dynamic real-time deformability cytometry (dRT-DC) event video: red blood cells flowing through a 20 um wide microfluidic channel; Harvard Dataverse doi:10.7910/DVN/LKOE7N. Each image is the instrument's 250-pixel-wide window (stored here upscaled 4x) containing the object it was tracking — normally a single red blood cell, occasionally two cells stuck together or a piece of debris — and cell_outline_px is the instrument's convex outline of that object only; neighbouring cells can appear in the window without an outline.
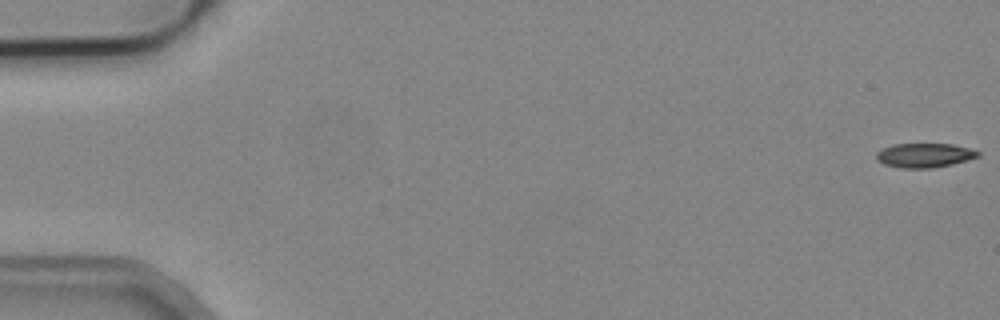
{"species": "common noctule bat (a hibernating species)", "species_latin": "Nyctalus noctula", "temperature_condition": "cold", "stored_images_in_passage": 6, "camera_frame_rate_fps": 3000, "um_per_image_px": 0.085, "animal": {"sex": "male", "body_mass_g": 19.2, "forearm_length_mm": 51.8}, "frame": {"image": 1, "passage_image": 1, "time_ms": 0.0, "image_size_px": [1000, 320], "cell_outline_px": [[980, 156], [968, 160], [952, 164], [932, 168], [900, 168], [884, 164], [876, 160], [876, 152], [892, 144], [952, 144], [968, 148], [980, 152]], "centroid_in_image_um": [78.57, 13.2], "position_along_channel_um": 6.4, "area_um2": 14.39}}
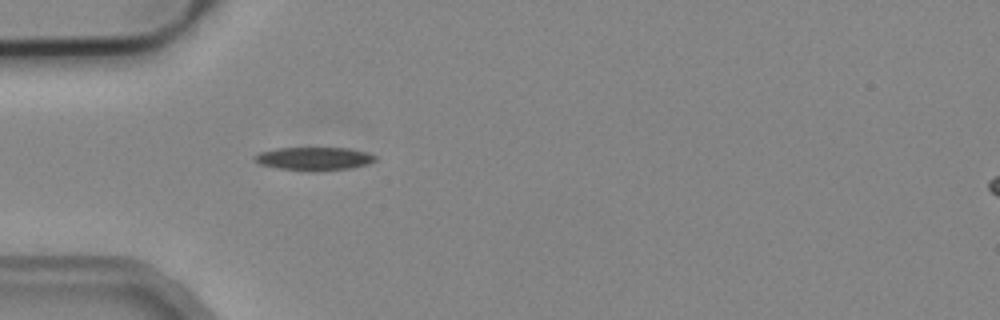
{"frame": {"image": 2, "passage_image": 5, "time_ms": 5.333, "image_size_px": [1000, 320], "cell_outline_px": [[376, 160], [364, 164], [348, 168], [276, 168], [260, 164], [252, 156], [260, 152], [276, 148], [352, 148], [368, 152], [376, 156]], "centroid_in_image_um": [26.68, 13.42], "position_along_channel_um": 58.3, "area_um2": 15.32}}